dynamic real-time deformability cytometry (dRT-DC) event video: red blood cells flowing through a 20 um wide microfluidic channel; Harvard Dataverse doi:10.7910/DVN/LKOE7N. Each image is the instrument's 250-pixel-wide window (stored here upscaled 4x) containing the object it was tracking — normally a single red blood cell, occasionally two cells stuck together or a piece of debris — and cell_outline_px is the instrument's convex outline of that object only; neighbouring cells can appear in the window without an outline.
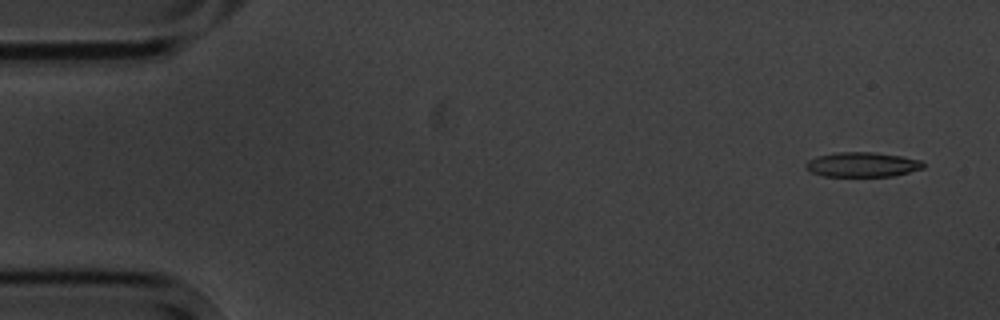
{"species": "common noctule bat (a hibernating species)", "species_latin": "Nyctalus noctula", "temperature_condition": "cold", "stored_images_in_passage": 4, "camera_frame_rate_fps": 3000, "um_per_image_px": 0.085, "animal": {"sex": "male", "body_mass_g": 20.1, "forearm_length_mm": 53.5}, "frame": {"image": 1, "passage_image": 1, "time_ms": 0.0, "image_size_px": [1000, 320], "cell_outline_px": [[924, 168], [892, 176], [824, 176], [812, 172], [804, 168], [804, 164], [808, 160], [816, 156], [836, 152], [872, 152], [900, 156], [920, 160], [924, 164]], "centroid_in_image_um": [73.24, 13.98], "position_along_channel_um": 11.8, "area_um2": 16.88}}
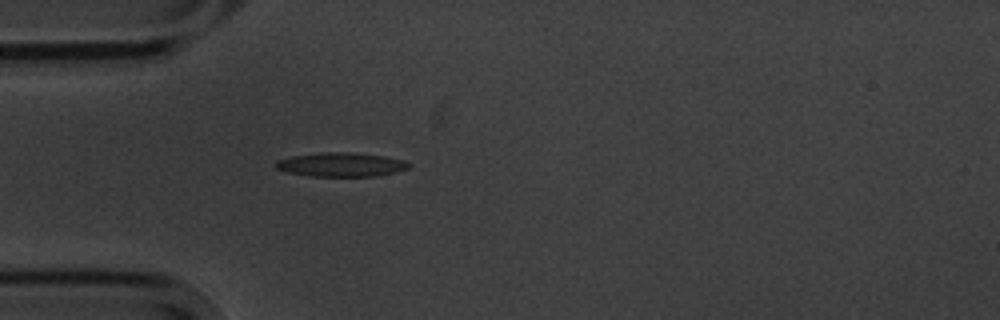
{"frame": {"image": 2, "passage_image": 4, "time_ms": 4.333, "image_size_px": [1000, 320], "cell_outline_px": [[412, 164], [408, 168], [396, 172], [376, 176], [308, 176], [288, 172], [276, 168], [276, 160], [288, 156], [324, 152], [348, 152], [384, 156], [404, 160]], "centroid_in_image_um": [28.98, 13.99], "position_along_channel_um": 56.0, "area_um2": 18.67}}